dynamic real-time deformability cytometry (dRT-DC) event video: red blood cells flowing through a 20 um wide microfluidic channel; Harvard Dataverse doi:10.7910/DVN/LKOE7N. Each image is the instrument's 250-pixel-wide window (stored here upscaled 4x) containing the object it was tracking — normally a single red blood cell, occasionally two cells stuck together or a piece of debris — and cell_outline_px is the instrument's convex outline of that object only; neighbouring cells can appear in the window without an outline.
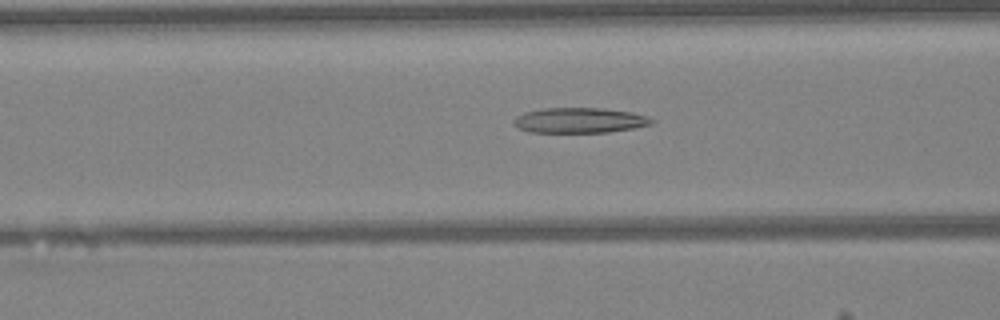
{"species": "Egyptian fruit bat (a non-hibernating species)", "species_latin": "Rousettus aegyptiacus", "temperature_condition": "warm", "stored_images_in_passage": 48, "camera_frame_rate_fps": 3000, "um_per_image_px": 0.085, "animal": {"sex": "female"}, "frame": {"image": 1, "passage_image": 19, "time_ms": 6.0, "image_size_px": [1000, 320], "cell_outline_px": [[656, 120], [652, 124], [636, 128], [608, 132], [528, 132], [516, 128], [512, 124], [512, 120], [516, 116], [524, 112], [540, 108], [600, 108], [632, 112], [648, 116]], "centroid_in_image_um": [49.24, 10.23], "position_along_channel_um": 117.4, "area_um2": 20.63}}
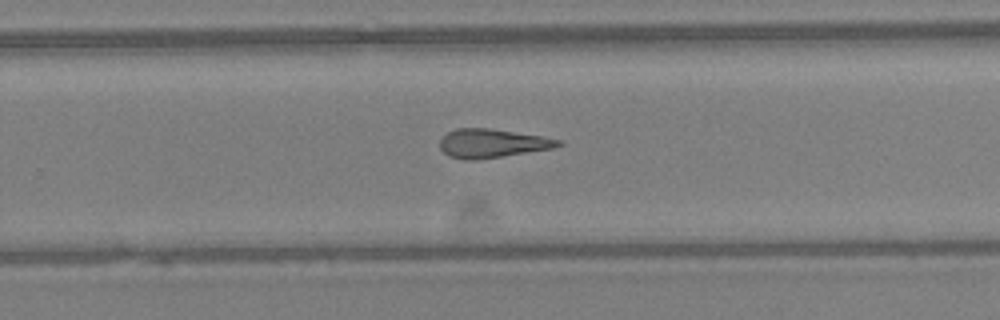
{"frame": {"image": 2, "passage_image": 31, "time_ms": 10.0, "image_size_px": [1000, 320], "cell_outline_px": [[564, 144], [552, 148], [476, 160], [464, 160], [448, 156], [440, 148], [440, 140], [448, 132], [456, 128], [488, 128], [540, 136], [560, 140]], "centroid_in_image_um": [41.78, 12.19], "position_along_channel_um": 288.0, "area_um2": 19.54}}
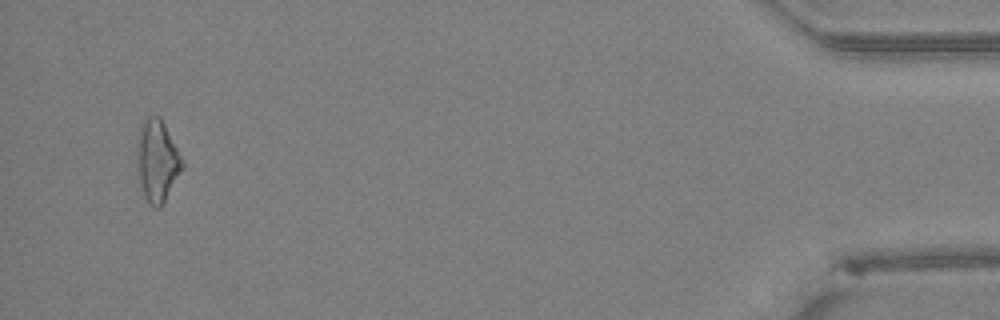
{"frame": {"image": 3, "passage_image": 46, "time_ms": 15.0, "image_size_px": [1000, 320], "cell_outline_px": [[184, 168], [164, 204], [160, 208], [156, 208], [144, 196], [140, 184], [136, 168], [136, 156], [140, 124], [148, 116], [160, 116], [184, 160]], "centroid_in_image_um": [13.37, 13.68], "position_along_channel_um": 421.8, "area_um2": 21.96}, "authors_computed_cell_mechanics": {"area_um2": 20.5768, "velocity_mm_per_s": 4.2855, "shape_relaxation_time_tau1_ms": null, "shape_relaxation_time_tau2_ms": 8.7117, "deformation_change_tau1": null, "deformation_change_tau2": 0.2881}}